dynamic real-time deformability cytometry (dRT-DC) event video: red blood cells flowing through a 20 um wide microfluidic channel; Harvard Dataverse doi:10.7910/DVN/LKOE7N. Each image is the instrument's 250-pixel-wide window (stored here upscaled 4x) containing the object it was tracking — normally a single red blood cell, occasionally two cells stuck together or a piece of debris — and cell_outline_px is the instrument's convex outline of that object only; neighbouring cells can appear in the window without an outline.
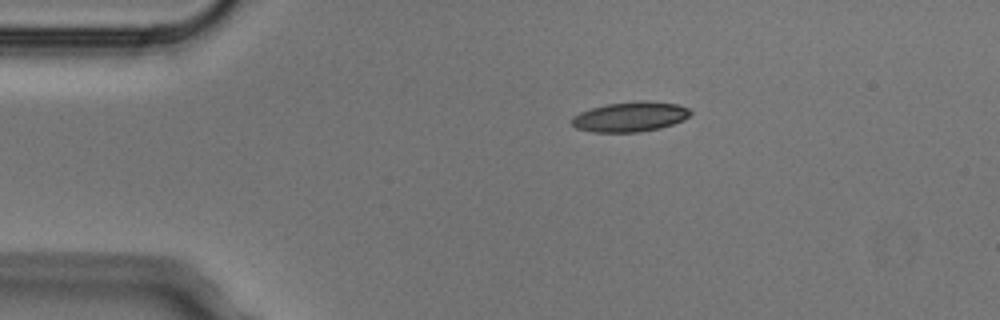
{"species": "Egyptian fruit bat (a non-hibernating species)", "species_latin": "Rousettus aegyptiacus", "temperature_condition": "cold", "stored_images_in_passage": 2, "camera_frame_rate_fps": 3000, "um_per_image_px": 0.085, "animal": {"sex": "male"}, "frame": {"image": 1, "passage_image": 1, "time_ms": 0.0, "image_size_px": [1000, 320], "cell_outline_px": [[692, 112], [684, 120], [660, 128], [640, 132], [592, 132], [576, 128], [568, 120], [572, 116], [580, 112], [592, 108], [608, 104], [644, 100], [680, 104], [688, 108]], "centroid_in_image_um": [53.55, 9.92], "position_along_channel_um": 31.4, "area_um2": 20.81}}